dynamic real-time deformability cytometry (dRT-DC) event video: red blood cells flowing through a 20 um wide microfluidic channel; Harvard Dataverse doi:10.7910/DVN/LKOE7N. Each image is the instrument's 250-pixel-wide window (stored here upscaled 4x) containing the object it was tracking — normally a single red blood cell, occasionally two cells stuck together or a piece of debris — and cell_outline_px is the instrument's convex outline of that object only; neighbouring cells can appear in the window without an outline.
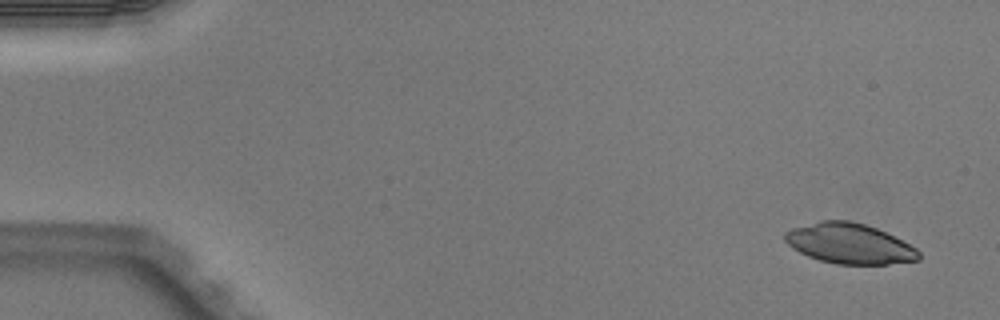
{"species": "Egyptian fruit bat (a non-hibernating species)", "species_latin": "Rousettus aegyptiacus", "temperature_condition": "warm", "stored_images_in_passage": 5, "camera_frame_rate_fps": 3000, "um_per_image_px": 0.085, "animal": {"sex": "male"}, "frame": {"image": 1, "passage_image": 1, "time_ms": 0.0, "image_size_px": [1000, 320], "cell_outline_px": [[920, 260], [888, 264], [836, 264], [820, 260], [808, 256], [792, 248], [784, 240], [784, 232], [792, 228], [820, 220], [848, 220], [864, 224], [876, 228], [916, 248], [920, 252]], "centroid_in_image_um": [72.17, 20.7], "position_along_channel_um": 12.8, "area_um2": 31.27}}